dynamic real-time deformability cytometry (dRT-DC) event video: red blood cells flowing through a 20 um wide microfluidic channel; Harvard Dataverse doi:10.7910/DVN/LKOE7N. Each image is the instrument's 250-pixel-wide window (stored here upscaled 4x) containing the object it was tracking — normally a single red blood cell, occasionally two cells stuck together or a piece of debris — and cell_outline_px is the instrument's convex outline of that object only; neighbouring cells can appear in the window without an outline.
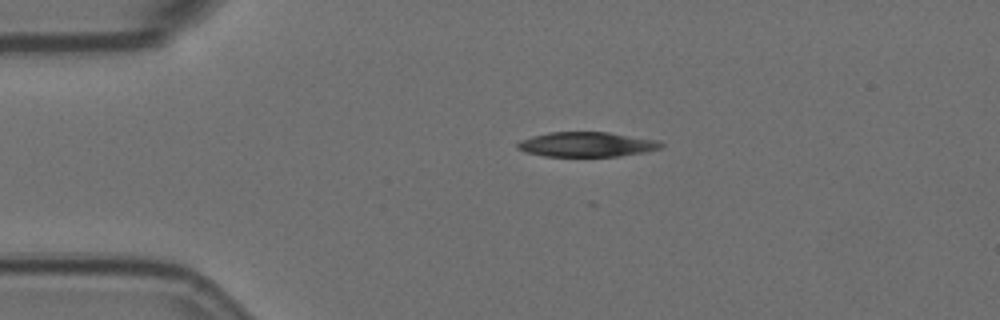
{"species": "Egyptian fruit bat (a non-hibernating species)", "species_latin": "Rousettus aegyptiacus", "temperature_condition": "room temperature", "stored_images_in_passage": 5, "camera_frame_rate_fps": 3000, "um_per_image_px": 0.085, "animal": {"sex": "female"}, "frame": {"image": 1, "passage_image": 4, "time_ms": 1.0, "image_size_px": [1000, 320], "cell_outline_px": [[664, 144], [660, 148], [644, 152], [620, 156], [544, 156], [528, 152], [516, 148], [516, 144], [520, 140], [532, 136], [548, 132], [608, 132], [656, 140]], "centroid_in_image_um": [49.84, 12.27], "position_along_channel_um": 35.2, "area_um2": 20.58}}